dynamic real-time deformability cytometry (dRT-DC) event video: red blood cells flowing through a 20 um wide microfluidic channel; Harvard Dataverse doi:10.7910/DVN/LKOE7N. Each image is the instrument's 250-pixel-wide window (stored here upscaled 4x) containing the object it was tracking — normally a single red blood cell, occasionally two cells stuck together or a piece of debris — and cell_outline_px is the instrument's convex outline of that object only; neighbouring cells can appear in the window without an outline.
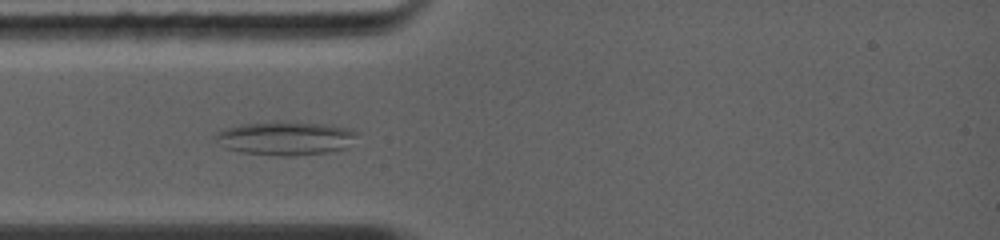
{"species": "common noctule bat (a hibernating species)", "species_latin": "Nyctalus noctula", "temperature_condition": "warm", "stored_images_in_passage": 22, "camera_frame_rate_fps": 5000, "um_per_image_px": 0.085, "animal": {"sex": "female", "body_mass_g": 19.0, "forearm_length_mm": 56.7}, "frame": {"image": 1, "passage_image": 6, "time_ms": 2.6, "image_size_px": [1000, 240], "cell_outline_px": [[356, 132], [348, 148], [328, 152], [292, 156], [280, 156], [240, 152], [228, 148], [212, 136], [216, 132], [224, 128], [240, 124], [284, 120], [292, 120], [324, 124], [348, 128]], "centroid_in_image_um": [24.24, 11.73], "position_along_channel_um": 60.8, "area_um2": 28.03}}
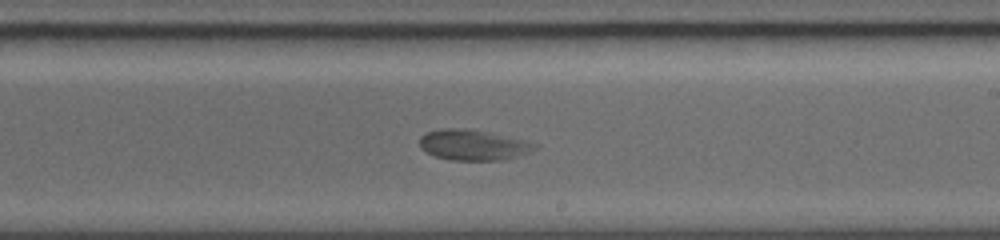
{"frame": {"image": 2, "passage_image": 14, "time_ms": 7.0, "image_size_px": [1000, 240], "cell_outline_px": [[540, 148], [504, 160], [448, 160], [436, 156], [420, 148], [420, 136], [424, 132], [440, 128], [468, 128], [540, 144]], "centroid_in_image_um": [40.19, 12.31], "position_along_channel_um": 248.8, "area_um2": 20.52}}
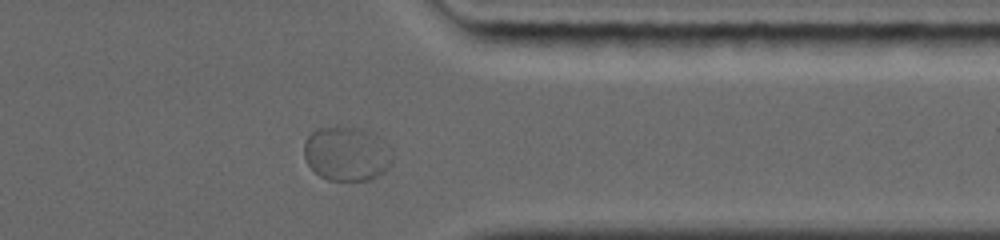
{"frame": {"image": 3, "passage_image": 20, "time_ms": 10.2, "image_size_px": [1000, 240], "cell_outline_px": [[392, 164], [384, 172], [368, 180], [328, 180], [320, 176], [308, 164], [304, 156], [304, 140], [316, 128], [336, 124], [364, 128], [392, 148]], "centroid_in_image_um": [29.46, 13.02], "position_along_channel_um": 381.9, "area_um2": 28.5}}